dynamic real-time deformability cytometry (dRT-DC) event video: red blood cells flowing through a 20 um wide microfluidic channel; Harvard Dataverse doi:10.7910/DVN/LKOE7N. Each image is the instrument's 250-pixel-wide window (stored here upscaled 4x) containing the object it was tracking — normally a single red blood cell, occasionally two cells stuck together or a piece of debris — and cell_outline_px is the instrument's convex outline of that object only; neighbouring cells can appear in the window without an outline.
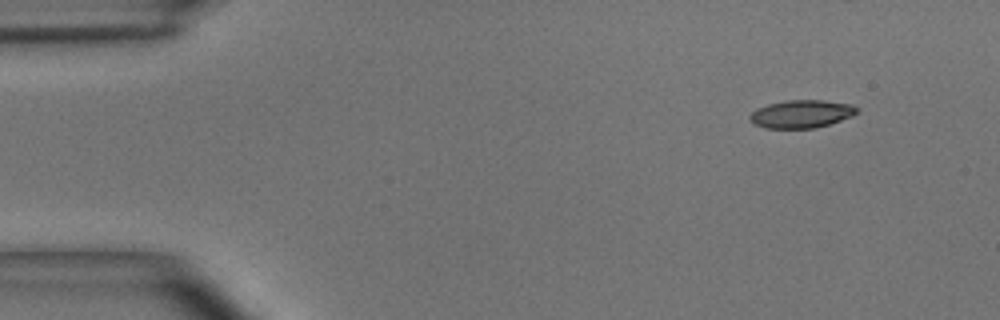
{"species": "common noctule bat (a hibernating species)", "species_latin": "Nyctalus noctula", "temperature_condition": "room temperature", "stored_images_in_passage": 7, "camera_frame_rate_fps": 3000, "um_per_image_px": 0.085, "animal": {"sex": "male", "body_mass_g": 15.6}, "frame": {"image": 1, "passage_image": 1, "time_ms": 0.0, "image_size_px": [1000, 320], "cell_outline_px": [[860, 112], [852, 116], [816, 128], [764, 128], [756, 124], [748, 116], [756, 108], [768, 104], [788, 100], [824, 100], [852, 104], [860, 108]], "centroid_in_image_um": [68.17, 9.67], "position_along_channel_um": 16.8, "area_um2": 17.46}}
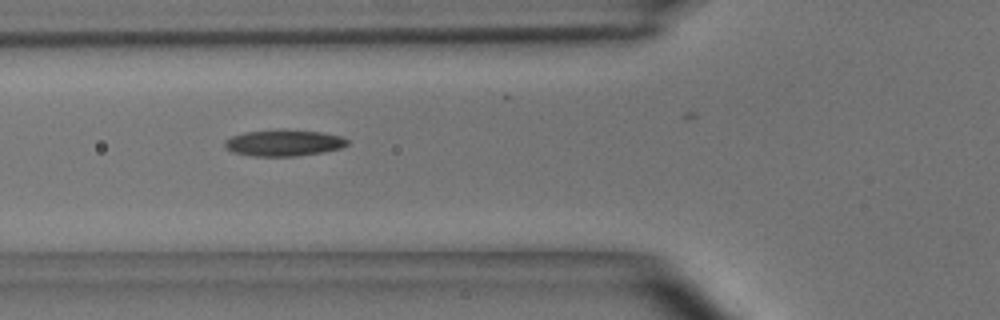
{"frame": {"image": 2, "passage_image": 5, "time_ms": 1.333, "image_size_px": [1000, 320], "cell_outline_px": [[348, 144], [340, 148], [324, 152], [296, 156], [252, 156], [232, 152], [224, 144], [224, 140], [232, 136], [244, 132], [276, 128], [284, 128], [320, 132], [340, 136], [348, 140]], "centroid_in_image_um": [24.1, 12.12], "position_along_channel_um": 101.7, "area_um2": 19.13}}
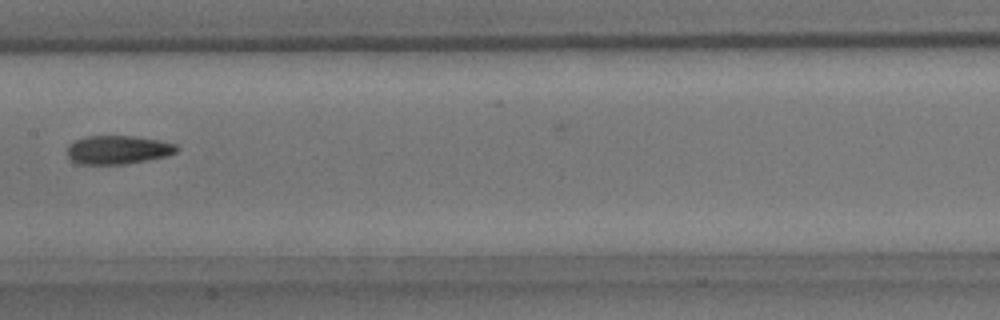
{"frame": {"image": 3, "passage_image": 7, "time_ms": 2.0, "image_size_px": [1000, 320], "cell_outline_px": [[180, 148], [176, 152], [168, 156], [148, 160], [124, 164], [80, 164], [72, 160], [68, 156], [68, 144], [72, 140], [84, 136], [132, 136], [160, 140], [176, 144]], "centroid_in_image_um": [10.03, 12.72], "position_along_channel_um": 197.4, "area_um2": 18.44}}